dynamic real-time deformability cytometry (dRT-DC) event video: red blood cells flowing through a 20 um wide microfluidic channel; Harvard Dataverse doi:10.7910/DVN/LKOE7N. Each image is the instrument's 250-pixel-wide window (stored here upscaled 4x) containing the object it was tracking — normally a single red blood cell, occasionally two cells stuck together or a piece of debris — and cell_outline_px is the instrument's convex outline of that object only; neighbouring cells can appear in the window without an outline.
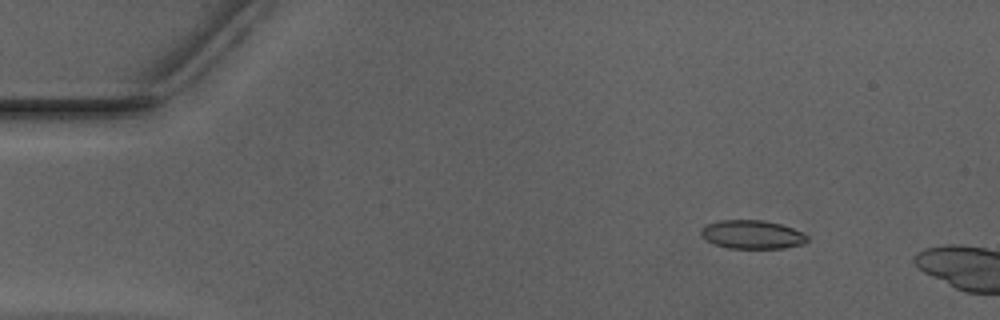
{"species": "Egyptian fruit bat (a non-hibernating species)", "species_latin": "Rousettus aegyptiacus", "temperature_condition": "warm", "stored_images_in_passage": 10, "camera_frame_rate_fps": 3000, "um_per_image_px": 0.085, "animal": {"sex": "male"}, "frame": {"image": 1, "passage_image": 6, "time_ms": 1.667, "image_size_px": [1000, 320], "cell_outline_px": [[808, 240], [804, 244], [784, 248], [728, 248], [704, 240], [700, 236], [700, 228], [708, 224], [720, 220], [764, 220], [780, 224], [804, 232], [808, 236]], "centroid_in_image_um": [63.93, 19.93], "position_along_channel_um": 21.1, "area_um2": 17.86}}